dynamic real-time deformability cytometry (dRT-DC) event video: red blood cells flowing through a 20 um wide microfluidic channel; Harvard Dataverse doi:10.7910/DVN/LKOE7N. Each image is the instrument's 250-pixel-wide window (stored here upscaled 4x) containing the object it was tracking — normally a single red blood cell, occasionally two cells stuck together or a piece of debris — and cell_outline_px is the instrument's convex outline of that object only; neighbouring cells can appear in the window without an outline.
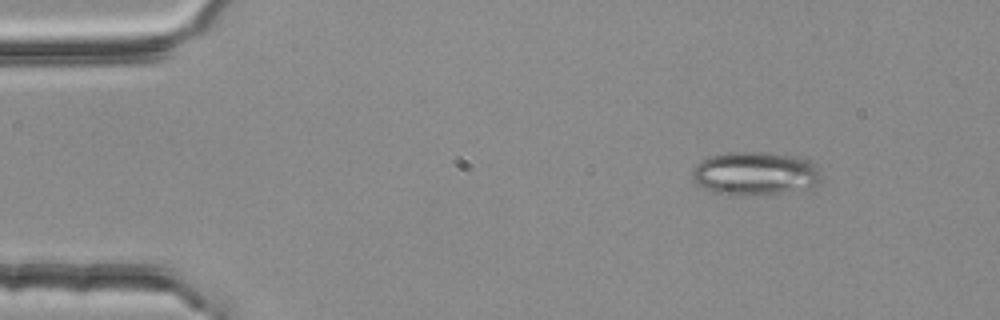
{"species": "common noctule bat (a hibernating species)", "species_latin": "Nyctalus noctula", "temperature_condition": "room temperature", "stored_images_in_passage": 3, "camera_frame_rate_fps": 3000, "um_per_image_px": 0.085, "animal": {"sex": "female", "body_mass_g": 25.1}, "frame": {"image": 1, "passage_image": 1, "time_ms": 0.0, "image_size_px": [1000, 320], "cell_outline_px": [[824, 176], [812, 192], [728, 196], [724, 196], [704, 188], [696, 184], [692, 180], [692, 172], [696, 164], [700, 160], [708, 156], [728, 152], [768, 152], [796, 156], [808, 160], [816, 164], [820, 168]], "centroid_in_image_um": [64.29, 14.78], "position_along_channel_um": 20.7, "area_um2": 34.28}}